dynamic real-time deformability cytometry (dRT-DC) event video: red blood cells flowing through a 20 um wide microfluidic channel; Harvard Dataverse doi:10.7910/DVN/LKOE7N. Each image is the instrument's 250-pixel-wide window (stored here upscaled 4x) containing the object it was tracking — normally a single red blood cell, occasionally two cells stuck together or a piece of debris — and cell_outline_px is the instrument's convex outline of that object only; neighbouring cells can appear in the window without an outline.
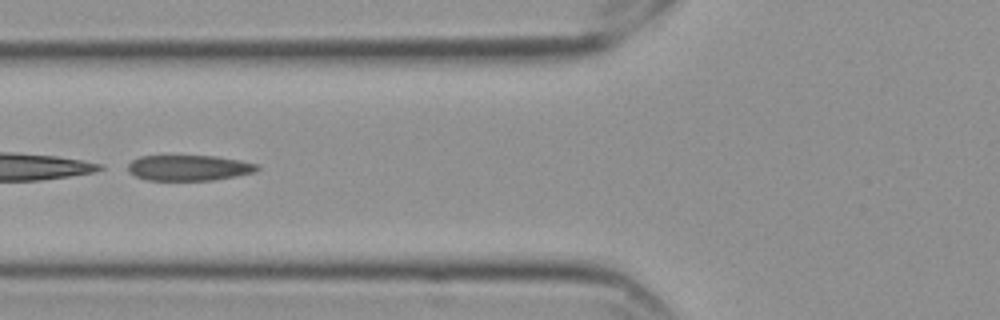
{"species": "Egyptian fruit bat (a non-hibernating species)", "species_latin": "Rousettus aegyptiacus", "temperature_condition": "cold", "stored_images_in_passage": 24, "camera_frame_rate_fps": 3000, "um_per_image_px": 0.085, "frame": {"image": 1, "passage_image": 12, "time_ms": 3.667, "image_size_px": [1000, 320], "cell_outline_px": [[260, 168], [252, 172], [236, 176], [212, 180], [148, 180], [136, 176], [128, 172], [128, 164], [132, 160], [140, 156], [216, 156], [240, 160], [256, 164]], "centroid_in_image_um": [16.03, 14.26], "position_along_channel_um": 109.8, "area_um2": 19.13}}
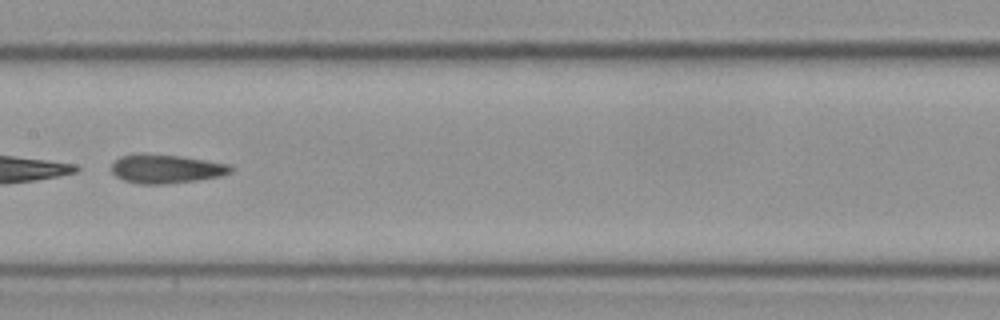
{"frame": {"image": 2, "passage_image": 19, "time_ms": 6.0, "image_size_px": [1000, 320], "cell_outline_px": [[232, 172], [220, 176], [196, 180], [168, 184], [140, 184], [124, 180], [116, 176], [112, 172], [112, 164], [120, 156], [132, 152], [144, 152], [180, 156], [228, 164], [232, 168]], "centroid_in_image_um": [14.06, 14.33], "position_along_channel_um": 193.3, "area_um2": 20.23}}
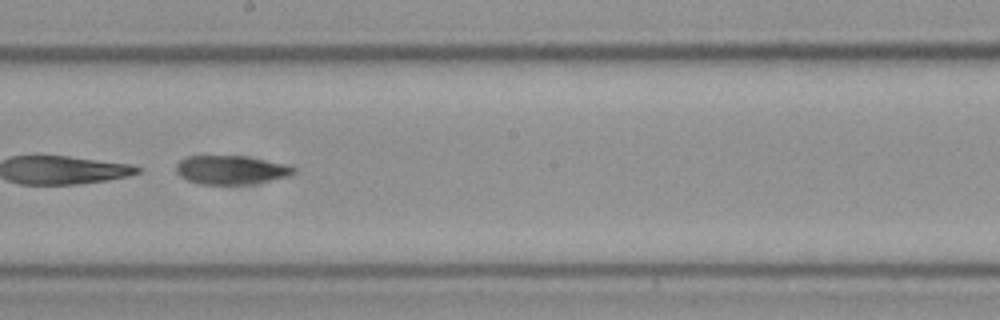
{"frame": {"image": 3, "passage_image": 22, "time_ms": 7.0, "image_size_px": [1000, 320], "cell_outline_px": [[296, 172], [288, 176], [248, 184], [196, 184], [180, 176], [176, 172], [176, 164], [180, 160], [188, 156], [244, 156], [288, 164], [296, 168]], "centroid_in_image_um": [19.62, 14.44], "position_along_channel_um": 228.6, "area_um2": 19.65}}